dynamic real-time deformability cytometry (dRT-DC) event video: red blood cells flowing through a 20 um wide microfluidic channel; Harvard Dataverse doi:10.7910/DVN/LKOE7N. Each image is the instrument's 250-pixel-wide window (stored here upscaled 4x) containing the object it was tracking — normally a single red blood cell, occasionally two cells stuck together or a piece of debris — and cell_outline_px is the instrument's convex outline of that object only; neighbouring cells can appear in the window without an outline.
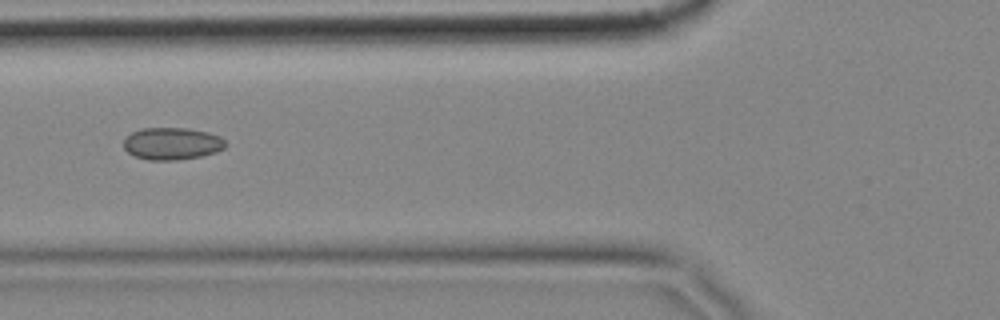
{"species": "common noctule bat (a hibernating species)", "species_latin": "Nyctalus noctula", "temperature_condition": "cold", "stored_images_in_passage": 24, "camera_frame_rate_fps": 3000, "um_per_image_px": 0.085, "animal": {"sex": "female", "body_mass_g": 18.4}, "frame": {"image": 1, "passage_image": 4, "time_ms": 1.0, "image_size_px": [1000, 320], "cell_outline_px": [[228, 144], [224, 148], [216, 152], [200, 156], [176, 160], [148, 160], [136, 156], [128, 152], [124, 148], [124, 140], [132, 132], [144, 128], [188, 128], [208, 132], [220, 136]], "centroid_in_image_um": [14.65, 12.2], "position_along_channel_um": 111.2, "area_um2": 19.07}}